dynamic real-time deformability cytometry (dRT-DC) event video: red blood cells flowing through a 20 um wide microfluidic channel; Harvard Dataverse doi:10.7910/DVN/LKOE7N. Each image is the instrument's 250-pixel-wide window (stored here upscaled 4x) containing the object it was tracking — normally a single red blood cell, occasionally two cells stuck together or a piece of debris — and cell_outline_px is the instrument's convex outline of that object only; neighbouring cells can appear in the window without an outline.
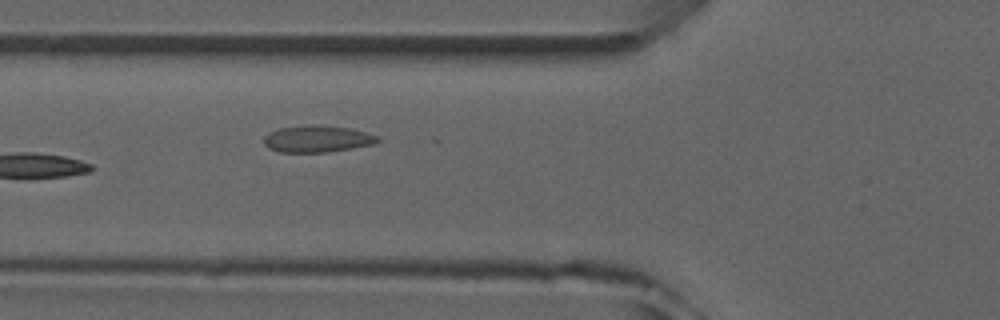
{"species": "common noctule bat (a hibernating species)", "species_latin": "Nyctalus noctula", "temperature_condition": "room temperature", "stored_images_in_passage": 6, "camera_frame_rate_fps": 3000, "um_per_image_px": 0.085, "animal": {"sex": "male", "forearm_length_mm": 52.5}, "frame": {"image": 1, "passage_image": 6, "time_ms": 5.667, "image_size_px": [1000, 320], "cell_outline_px": [[380, 140], [376, 144], [328, 152], [280, 152], [268, 148], [264, 144], [264, 136], [268, 132], [280, 128], [312, 124], [348, 128], [380, 136]], "centroid_in_image_um": [26.97, 11.81], "position_along_channel_um": 98.8, "area_um2": 17.8}}